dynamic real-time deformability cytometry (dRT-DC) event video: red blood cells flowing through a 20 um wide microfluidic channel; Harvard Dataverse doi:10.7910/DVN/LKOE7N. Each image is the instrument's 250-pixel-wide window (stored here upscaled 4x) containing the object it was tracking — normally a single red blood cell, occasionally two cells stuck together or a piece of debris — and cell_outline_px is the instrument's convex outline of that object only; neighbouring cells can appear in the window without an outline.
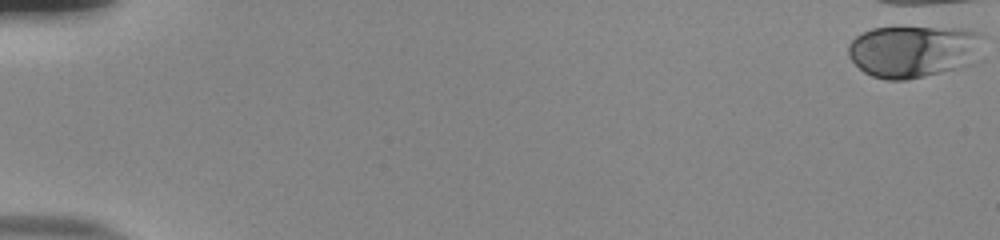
{"species": "human", "species_latin": "Homo sapiens", "temperature_condition": "room temperature", "stored_images_in_passage": 3, "camera_frame_rate_fps": 3000, "um_per_image_px": 0.085, "donor": {"sex": "male"}, "frame": {"image": 1, "passage_image": 1, "time_ms": 0.0, "image_size_px": [1000, 240], "cell_outline_px": [[984, 36], [972, 64], [924, 76], [904, 80], [884, 80], [872, 76], [864, 72], [848, 56], [848, 44], [856, 36], [872, 28], [968, 28], [980, 32]], "centroid_in_image_um": [77.64, 4.35], "position_along_channel_um": 7.4, "area_um2": 40.86}}